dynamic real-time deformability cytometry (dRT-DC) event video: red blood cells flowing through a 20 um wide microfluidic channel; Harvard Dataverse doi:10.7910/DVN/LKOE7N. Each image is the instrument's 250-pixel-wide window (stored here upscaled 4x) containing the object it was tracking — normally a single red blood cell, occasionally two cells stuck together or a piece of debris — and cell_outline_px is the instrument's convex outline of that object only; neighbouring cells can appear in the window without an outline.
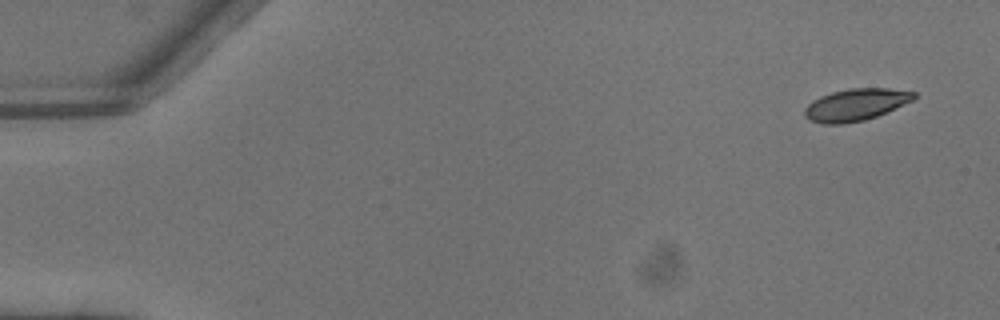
{"species": "common noctule bat (a hibernating species)", "species_latin": "Nyctalus noctula", "temperature_condition": "warm", "stored_images_in_passage": 5, "camera_frame_rate_fps": 3000, "um_per_image_px": 0.085, "animal": {"sex": "male", "body_mass_g": 13.3}, "frame": {"image": 1, "passage_image": 1, "time_ms": 0.0, "image_size_px": [1000, 320], "cell_outline_px": [[916, 96], [912, 100], [876, 116], [864, 120], [844, 124], [820, 124], [808, 120], [804, 116], [804, 108], [812, 100], [820, 96], [832, 92], [848, 88], [888, 88], [916, 92]], "centroid_in_image_um": [72.67, 8.9], "position_along_channel_um": 12.3, "area_um2": 20.4}}
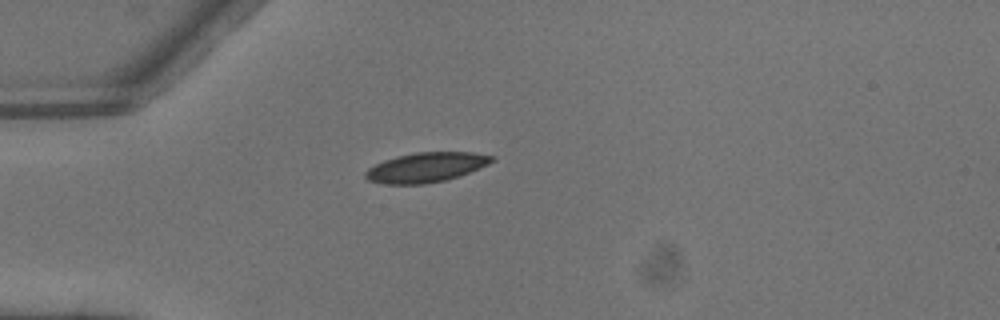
{"frame": {"image": 2, "passage_image": 4, "time_ms": 1.0, "image_size_px": [1000, 320], "cell_outline_px": [[496, 160], [480, 168], [460, 176], [444, 180], [424, 184], [380, 184], [368, 180], [364, 176], [364, 172], [368, 168], [384, 160], [396, 156], [416, 152], [472, 152], [496, 156]], "centroid_in_image_um": [36.22, 14.22], "position_along_channel_um": 48.8, "area_um2": 22.08}}